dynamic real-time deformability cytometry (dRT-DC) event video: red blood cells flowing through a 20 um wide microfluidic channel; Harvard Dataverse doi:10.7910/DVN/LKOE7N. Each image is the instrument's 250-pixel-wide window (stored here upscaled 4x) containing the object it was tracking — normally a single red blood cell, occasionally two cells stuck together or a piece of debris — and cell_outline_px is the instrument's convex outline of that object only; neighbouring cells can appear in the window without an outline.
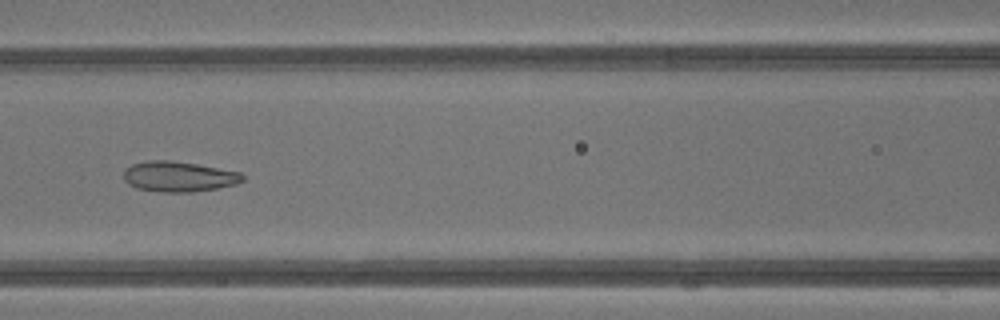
{"species": "common noctule bat (a hibernating species)", "species_latin": "Nyctalus noctula", "temperature_condition": "warm", "stored_images_in_passage": 42, "camera_frame_rate_fps": 3000, "um_per_image_px": 0.085, "animal": {"sex": "male", "body_mass_g": 13.3}, "frame": {"image": 1, "passage_image": 19, "time_ms": 6.0, "image_size_px": [1000, 320], "cell_outline_px": [[244, 180], [236, 184], [216, 188], [192, 192], [160, 192], [136, 188], [128, 184], [124, 180], [124, 172], [132, 164], [148, 160], [172, 160], [196, 164], [240, 172], [244, 176]], "centroid_in_image_um": [15.18, 15.01], "position_along_channel_um": 151.4, "area_um2": 20.98}}
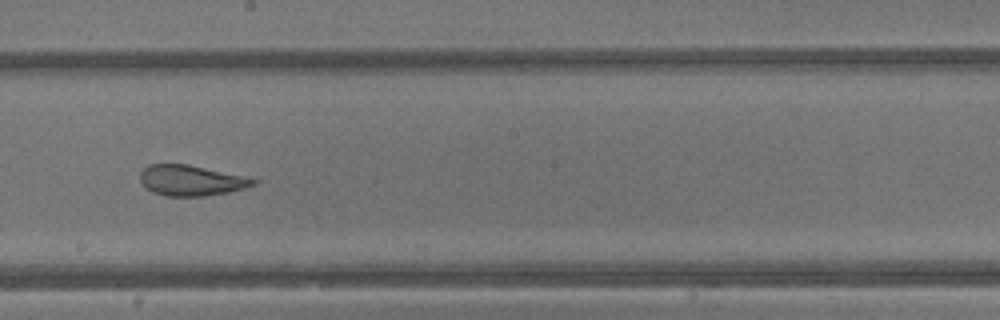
{"frame": {"image": 2, "passage_image": 24, "time_ms": 7.667, "image_size_px": [1000, 320], "cell_outline_px": [[260, 180], [256, 184], [244, 188], [228, 192], [204, 196], [164, 196], [152, 192], [140, 180], [140, 172], [148, 164], [188, 164], [252, 176]], "centroid_in_image_um": [16.33, 15.32], "position_along_channel_um": 231.9, "area_um2": 20.58}}
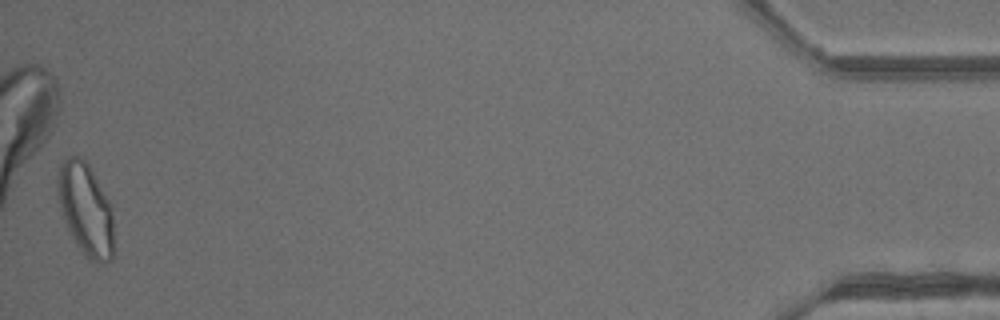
{"frame": {"image": 3, "passage_image": 42, "time_ms": 13.667, "image_size_px": [1000, 320], "cell_outline_px": [[116, 248], [112, 260], [104, 264], [88, 260], [80, 252], [64, 220], [56, 188], [56, 176], [60, 164], [68, 156], [80, 156], [88, 164], [112, 204]], "centroid_in_image_um": [7.33, 17.85], "position_along_channel_um": 427.9, "area_um2": 31.27}, "authors_computed_cell_mechanics": {"area_um2": 25.2875, "velocity_mm_per_s": 4.8665, "shape_relaxation_time_tau1_ms": null, "shape_relaxation_time_tau2_ms": 1.5728, "deformation_change_tau1": null, "deformation_change_tau2": 0.1069}}